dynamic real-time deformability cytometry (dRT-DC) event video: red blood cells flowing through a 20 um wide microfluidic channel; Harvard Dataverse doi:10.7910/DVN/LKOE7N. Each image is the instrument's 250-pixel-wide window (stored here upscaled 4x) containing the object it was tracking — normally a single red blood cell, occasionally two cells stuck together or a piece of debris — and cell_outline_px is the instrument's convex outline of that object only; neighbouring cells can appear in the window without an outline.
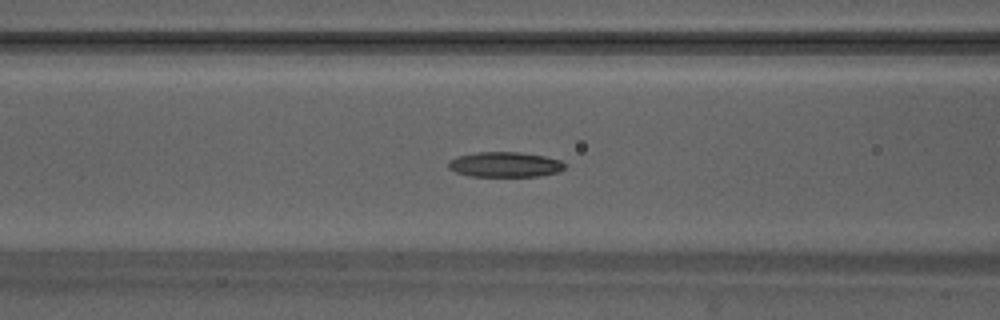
{"species": "Egyptian fruit bat (a non-hibernating species)", "species_latin": "Rousettus aegyptiacus", "temperature_condition": "warm", "stored_images_in_passage": 48, "camera_frame_rate_fps": 3000, "um_per_image_px": 0.085, "animal": {"sex": "male"}, "frame": {"image": 1, "passage_image": 19, "time_ms": 6.0, "image_size_px": [1000, 320], "cell_outline_px": [[564, 168], [560, 172], [540, 176], [468, 176], [456, 172], [448, 168], [448, 164], [452, 160], [460, 156], [476, 152], [520, 152], [544, 156], [560, 160], [564, 164]], "centroid_in_image_um": [42.95, 13.99], "position_along_channel_um": 123.7, "area_um2": 16.94}}
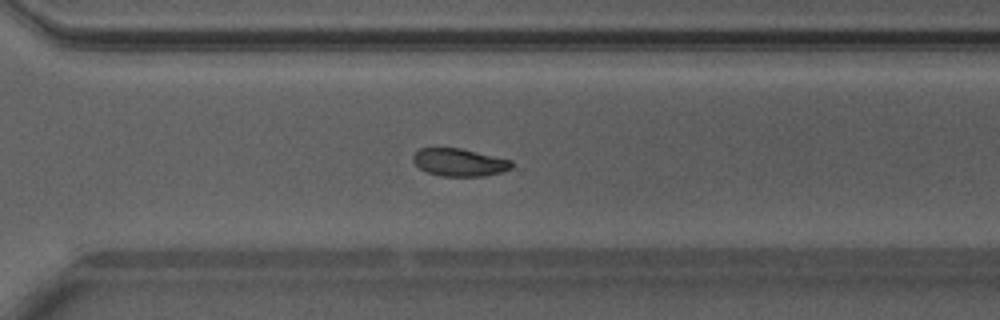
{"frame": {"image": 2, "passage_image": 34, "time_ms": 11.0, "image_size_px": [1000, 320], "cell_outline_px": [[512, 168], [500, 172], [484, 176], [440, 176], [428, 172], [420, 168], [412, 160], [412, 156], [420, 148], [460, 148], [512, 160]], "centroid_in_image_um": [39.04, 13.8], "position_along_channel_um": 331.6, "area_um2": 15.78}}
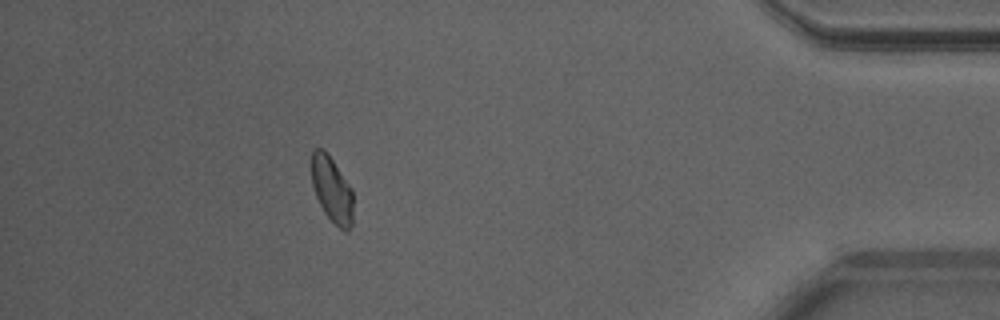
{"frame": {"image": 3, "passage_image": 43, "time_ms": 14.0, "image_size_px": [1000, 320], "cell_outline_px": [[352, 224], [348, 232], [344, 232], [324, 212], [316, 196], [312, 184], [312, 152], [316, 148], [320, 148], [332, 160], [352, 188]], "centroid_in_image_um": [28.22, 16.15], "position_along_channel_um": 407.0, "area_um2": 15.55}, "authors_computed_cell_mechanics": {"area_um2": 16.6464, "velocity_mm_per_s": 4.1609, "shape_relaxation_time_tau1_ms": 4.4555, "shape_relaxation_time_tau2_ms": null, "deformation_change_tau1": 0.1168, "deformation_change_tau2": null}}